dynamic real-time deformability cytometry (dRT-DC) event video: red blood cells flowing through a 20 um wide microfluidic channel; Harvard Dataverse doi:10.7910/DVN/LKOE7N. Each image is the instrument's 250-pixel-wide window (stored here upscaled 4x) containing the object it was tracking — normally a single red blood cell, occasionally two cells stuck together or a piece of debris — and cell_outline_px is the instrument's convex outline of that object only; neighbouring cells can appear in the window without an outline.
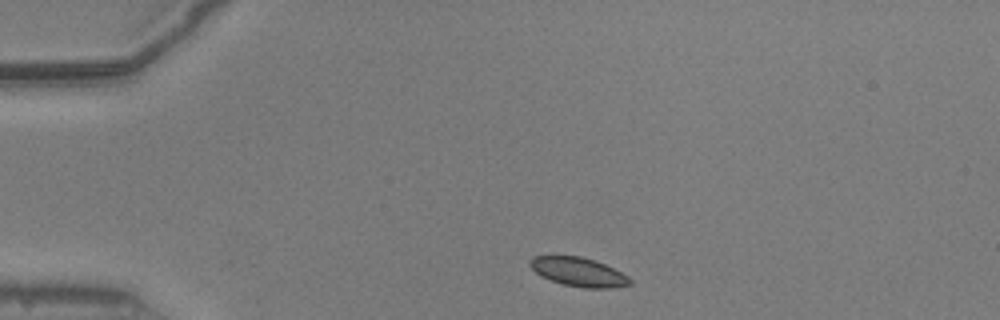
{"species": "common noctule bat (a hibernating species)", "species_latin": "Nyctalus noctula", "temperature_condition": "warm", "stored_images_in_passage": 42, "camera_frame_rate_fps": 3000, "um_per_image_px": 0.085, "animal": {"sex": "male", "body_mass_g": 20.5, "forearm_length_mm": 52.5}, "frame": {"image": 1, "passage_image": 1, "time_ms": 0.0, "image_size_px": [1000, 320], "cell_outline_px": [[632, 284], [612, 288], [584, 288], [564, 284], [552, 280], [536, 272], [528, 264], [528, 260], [532, 256], [580, 256], [596, 260], [628, 276], [632, 280]], "centroid_in_image_um": [49.19, 23.11], "position_along_channel_um": 35.8, "area_um2": 16.7}}
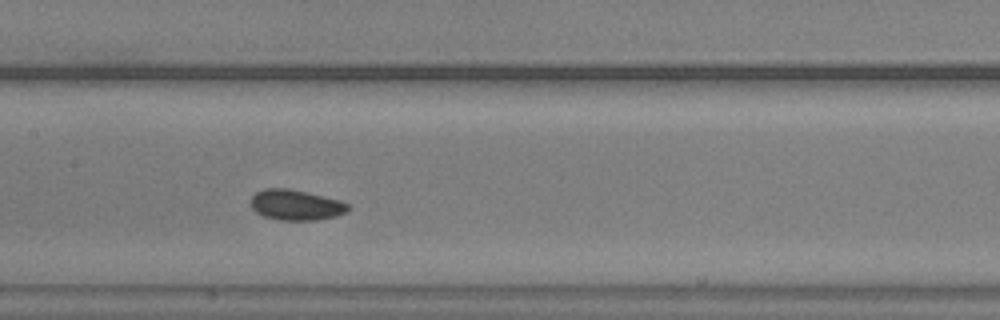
{"frame": {"image": 2, "passage_image": 16, "time_ms": 5.0, "image_size_px": [1000, 320], "cell_outline_px": [[348, 208], [344, 212], [336, 216], [316, 220], [280, 220], [264, 216], [256, 212], [252, 208], [252, 196], [256, 192], [264, 188], [288, 188], [308, 192], [340, 200], [348, 204]], "centroid_in_image_um": [25.13, 17.41], "position_along_channel_um": 182.3, "area_um2": 17.17}}
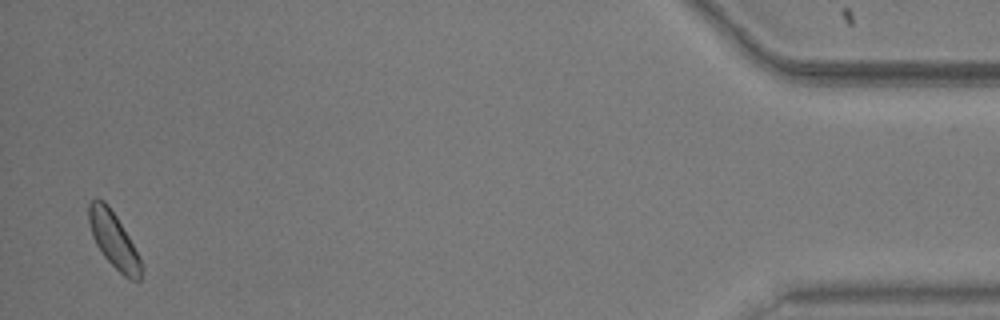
{"frame": {"image": 3, "passage_image": 41, "time_ms": 13.333, "image_size_px": [1000, 320], "cell_outline_px": [[140, 280], [132, 280], [124, 276], [104, 256], [96, 244], [92, 236], [88, 220], [88, 204], [92, 200], [104, 200], [108, 204], [116, 216], [140, 256]], "centroid_in_image_um": [9.63, 20.37], "position_along_channel_um": 425.6, "area_um2": 16.59}, "authors_computed_cell_mechanics": {"area_um2": 17.0799, "velocity_mm_per_s": 3.8797, "shape_relaxation_time_tau1_ms": 1.9309, "shape_relaxation_time_tau2_ms": null, "deformation_change_tau1": 0.0417, "deformation_change_tau2": null}}